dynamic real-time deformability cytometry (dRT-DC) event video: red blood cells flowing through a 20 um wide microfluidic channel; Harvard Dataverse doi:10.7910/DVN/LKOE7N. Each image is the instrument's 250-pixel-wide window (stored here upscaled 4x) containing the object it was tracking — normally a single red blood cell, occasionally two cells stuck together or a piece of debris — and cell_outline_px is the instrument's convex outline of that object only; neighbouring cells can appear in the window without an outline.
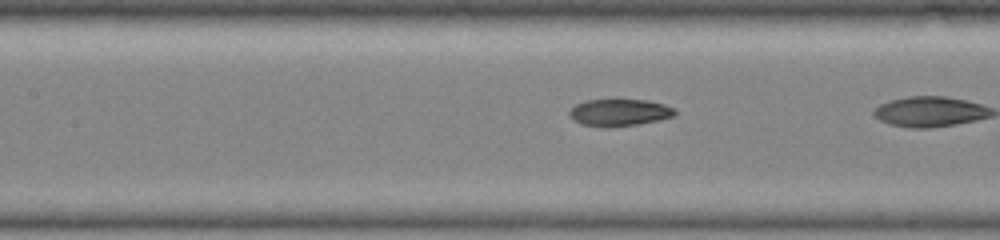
{"species": "common noctule bat (a hibernating species)", "species_latin": "Nyctalus noctula", "temperature_condition": "warm", "stored_images_in_passage": 14, "camera_frame_rate_fps": 3000, "um_per_image_px": 0.085, "animal": {"sex": "female", "body_mass_g": 19.0, "forearm_length_mm": 51.5}, "frame": {"image": 1, "passage_image": 13, "time_ms": 2.667, "image_size_px": [1000, 240], "cell_outline_px": [[676, 116], [660, 120], [636, 124], [608, 128], [604, 128], [580, 124], [572, 120], [568, 116], [568, 112], [576, 104], [588, 100], [616, 96], [648, 100], [664, 104], [672, 108], [676, 112]], "centroid_in_image_um": [52.61, 9.52], "position_along_channel_um": 154.8, "area_um2": 17.63}}